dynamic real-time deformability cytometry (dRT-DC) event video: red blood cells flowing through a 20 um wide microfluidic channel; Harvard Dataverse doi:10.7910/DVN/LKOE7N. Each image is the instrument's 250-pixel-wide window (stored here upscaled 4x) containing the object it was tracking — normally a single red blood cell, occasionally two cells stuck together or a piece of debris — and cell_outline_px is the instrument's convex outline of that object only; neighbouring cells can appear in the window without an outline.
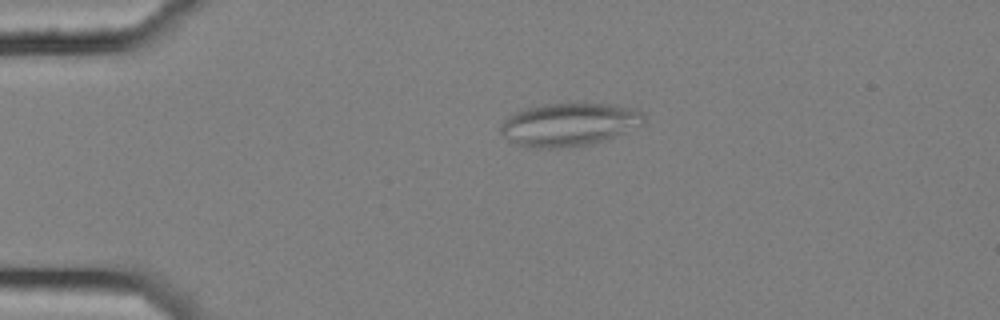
{"species": "common noctule bat (a hibernating species)", "species_latin": "Nyctalus noctula", "temperature_condition": "cold", "stored_images_in_passage": 4, "camera_frame_rate_fps": 3000, "um_per_image_px": 0.085, "animal": {"sex": "female", "body_mass_g": 25.1}, "frame": {"image": 1, "passage_image": 3, "time_ms": 0.667, "image_size_px": [1000, 320], "cell_outline_px": [[644, 124], [612, 136], [588, 144], [556, 148], [532, 148], [516, 144], [508, 140], [500, 132], [500, 124], [508, 116], [524, 108], [548, 104], [616, 104], [640, 112], [644, 116]], "centroid_in_image_um": [48.29, 10.58], "position_along_channel_um": 36.7, "area_um2": 35.32}}